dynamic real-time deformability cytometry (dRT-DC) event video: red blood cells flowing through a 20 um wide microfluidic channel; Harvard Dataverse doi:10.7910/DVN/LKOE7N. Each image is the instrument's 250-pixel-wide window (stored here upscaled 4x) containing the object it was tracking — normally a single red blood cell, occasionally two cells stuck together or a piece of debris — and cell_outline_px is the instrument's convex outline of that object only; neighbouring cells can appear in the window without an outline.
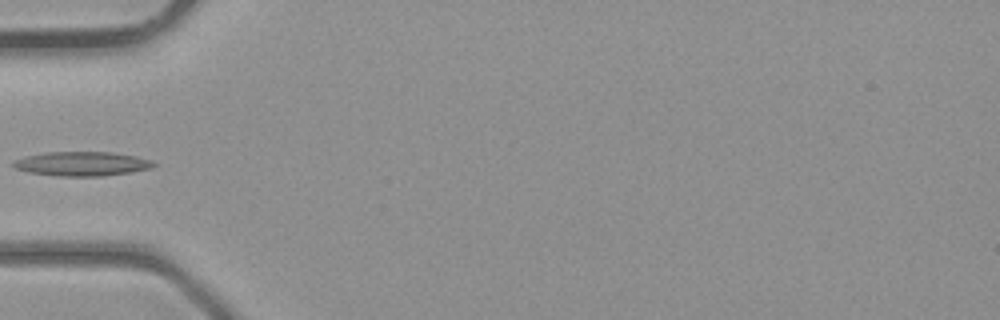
{"species": "common noctule bat (a hibernating species)", "species_latin": "Nyctalus noctula", "temperature_condition": "room temperature", "stored_images_in_passage": 5, "camera_frame_rate_fps": 3000, "um_per_image_px": 0.085, "animal": {"sex": "male", "body_mass_g": 23.1, "forearm_length_mm": 52.7}, "frame": {"image": 1, "passage_image": 5, "time_ms": 4.667, "image_size_px": [1000, 320], "cell_outline_px": [[156, 164], [152, 168], [132, 172], [104, 176], [56, 176], [28, 172], [12, 168], [12, 160], [24, 156], [44, 152], [112, 152], [136, 156], [152, 160]], "centroid_in_image_um": [6.93, 13.92], "position_along_channel_um": 78.1, "area_um2": 20.17}}